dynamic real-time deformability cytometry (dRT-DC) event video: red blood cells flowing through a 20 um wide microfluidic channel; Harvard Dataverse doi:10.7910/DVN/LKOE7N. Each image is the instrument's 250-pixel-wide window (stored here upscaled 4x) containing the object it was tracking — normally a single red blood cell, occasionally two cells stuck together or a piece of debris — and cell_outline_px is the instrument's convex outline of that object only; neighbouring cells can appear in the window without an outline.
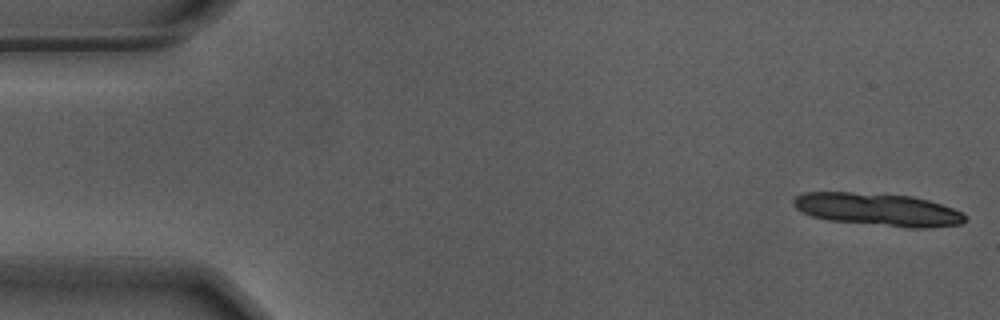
{"species": "Egyptian fruit bat (a non-hibernating species)", "species_latin": "Rousettus aegyptiacus", "temperature_condition": "warm", "stored_images_in_passage": 12, "camera_frame_rate_fps": 3000, "um_per_image_px": 0.085, "animal": {"sex": "male"}, "frame": {"image": 1, "passage_image": 1, "time_ms": 0.0, "image_size_px": [1000, 320], "cell_outline_px": [[968, 220], [960, 224], [928, 228], [908, 228], [828, 220], [812, 216], [796, 208], [792, 204], [792, 200], [796, 196], [804, 192], [852, 192], [912, 196], [928, 200], [964, 212], [968, 216]], "centroid_in_image_um": [74.66, 17.81], "position_along_channel_um": 10.3, "area_um2": 32.89}}